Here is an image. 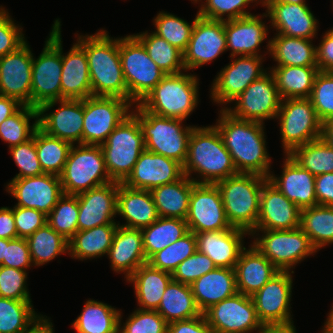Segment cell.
<instances>
[{"instance_id":"6da1fadb","label":"cell","mask_w":333,"mask_h":333,"mask_svg":"<svg viewBox=\"0 0 333 333\" xmlns=\"http://www.w3.org/2000/svg\"><path fill=\"white\" fill-rule=\"evenodd\" d=\"M218 114L214 126L220 132L237 172L268 178L272 159L266 148L265 123L236 118L225 109Z\"/></svg>"},{"instance_id":"7a4b0ae2","label":"cell","mask_w":333,"mask_h":333,"mask_svg":"<svg viewBox=\"0 0 333 333\" xmlns=\"http://www.w3.org/2000/svg\"><path fill=\"white\" fill-rule=\"evenodd\" d=\"M107 32L103 28L91 35L76 36L87 56L92 96L118 97L129 101L121 67L119 37H110Z\"/></svg>"},{"instance_id":"3957f363","label":"cell","mask_w":333,"mask_h":333,"mask_svg":"<svg viewBox=\"0 0 333 333\" xmlns=\"http://www.w3.org/2000/svg\"><path fill=\"white\" fill-rule=\"evenodd\" d=\"M183 173L200 184H216L238 173L221 134L214 125L193 128ZM193 173L197 177L194 178Z\"/></svg>"},{"instance_id":"277c9868","label":"cell","mask_w":333,"mask_h":333,"mask_svg":"<svg viewBox=\"0 0 333 333\" xmlns=\"http://www.w3.org/2000/svg\"><path fill=\"white\" fill-rule=\"evenodd\" d=\"M199 81L187 70L166 74L139 105L152 114L186 121L200 102Z\"/></svg>"},{"instance_id":"5b68a950","label":"cell","mask_w":333,"mask_h":333,"mask_svg":"<svg viewBox=\"0 0 333 333\" xmlns=\"http://www.w3.org/2000/svg\"><path fill=\"white\" fill-rule=\"evenodd\" d=\"M268 178L252 173H237L216 183L230 225L247 231L256 228L260 193Z\"/></svg>"},{"instance_id":"8992f818","label":"cell","mask_w":333,"mask_h":333,"mask_svg":"<svg viewBox=\"0 0 333 333\" xmlns=\"http://www.w3.org/2000/svg\"><path fill=\"white\" fill-rule=\"evenodd\" d=\"M131 113L140 124L145 149L173 159L183 166L188 154L189 138L196 125L186 126L184 120L152 114L139 104L132 108Z\"/></svg>"},{"instance_id":"52a82bcc","label":"cell","mask_w":333,"mask_h":333,"mask_svg":"<svg viewBox=\"0 0 333 333\" xmlns=\"http://www.w3.org/2000/svg\"><path fill=\"white\" fill-rule=\"evenodd\" d=\"M61 21L56 18L38 58L34 57L31 74V106L61 100L62 73Z\"/></svg>"},{"instance_id":"ba28073f","label":"cell","mask_w":333,"mask_h":333,"mask_svg":"<svg viewBox=\"0 0 333 333\" xmlns=\"http://www.w3.org/2000/svg\"><path fill=\"white\" fill-rule=\"evenodd\" d=\"M100 147L110 179L123 183L145 150L143 133L137 118L130 113Z\"/></svg>"},{"instance_id":"9c48e42d","label":"cell","mask_w":333,"mask_h":333,"mask_svg":"<svg viewBox=\"0 0 333 333\" xmlns=\"http://www.w3.org/2000/svg\"><path fill=\"white\" fill-rule=\"evenodd\" d=\"M250 237L254 239L251 244L279 271L294 272L297 264L318 253L300 227L292 230H253Z\"/></svg>"},{"instance_id":"30bf717a","label":"cell","mask_w":333,"mask_h":333,"mask_svg":"<svg viewBox=\"0 0 333 333\" xmlns=\"http://www.w3.org/2000/svg\"><path fill=\"white\" fill-rule=\"evenodd\" d=\"M121 67L129 102L139 104L166 73L149 57L143 44L134 36L119 37Z\"/></svg>"},{"instance_id":"8fae6325","label":"cell","mask_w":333,"mask_h":333,"mask_svg":"<svg viewBox=\"0 0 333 333\" xmlns=\"http://www.w3.org/2000/svg\"><path fill=\"white\" fill-rule=\"evenodd\" d=\"M59 177L63 193L75 196L112 182L100 145H72Z\"/></svg>"},{"instance_id":"7c38bea8","label":"cell","mask_w":333,"mask_h":333,"mask_svg":"<svg viewBox=\"0 0 333 333\" xmlns=\"http://www.w3.org/2000/svg\"><path fill=\"white\" fill-rule=\"evenodd\" d=\"M277 119L285 155H290L296 148L321 138L322 122L310 98L282 100Z\"/></svg>"},{"instance_id":"4fadbf2b","label":"cell","mask_w":333,"mask_h":333,"mask_svg":"<svg viewBox=\"0 0 333 333\" xmlns=\"http://www.w3.org/2000/svg\"><path fill=\"white\" fill-rule=\"evenodd\" d=\"M132 108L128 100L118 97L90 96L83 99V144H103Z\"/></svg>"},{"instance_id":"5bb4252c","label":"cell","mask_w":333,"mask_h":333,"mask_svg":"<svg viewBox=\"0 0 333 333\" xmlns=\"http://www.w3.org/2000/svg\"><path fill=\"white\" fill-rule=\"evenodd\" d=\"M228 65L217 73L210 89V97L214 103L225 109L253 81L258 80L269 70L263 67L264 56H231Z\"/></svg>"},{"instance_id":"9a60e30c","label":"cell","mask_w":333,"mask_h":333,"mask_svg":"<svg viewBox=\"0 0 333 333\" xmlns=\"http://www.w3.org/2000/svg\"><path fill=\"white\" fill-rule=\"evenodd\" d=\"M281 102L274 76L268 71L253 81L231 102L233 106H227L225 110L236 118L264 123L276 119Z\"/></svg>"},{"instance_id":"2e32d148","label":"cell","mask_w":333,"mask_h":333,"mask_svg":"<svg viewBox=\"0 0 333 333\" xmlns=\"http://www.w3.org/2000/svg\"><path fill=\"white\" fill-rule=\"evenodd\" d=\"M203 315L216 333H260L264 328L251 296L239 292L210 306Z\"/></svg>"},{"instance_id":"e0dca14e","label":"cell","mask_w":333,"mask_h":333,"mask_svg":"<svg viewBox=\"0 0 333 333\" xmlns=\"http://www.w3.org/2000/svg\"><path fill=\"white\" fill-rule=\"evenodd\" d=\"M293 273L280 271L251 298L264 326L294 324L291 311Z\"/></svg>"},{"instance_id":"ac0fdd59","label":"cell","mask_w":333,"mask_h":333,"mask_svg":"<svg viewBox=\"0 0 333 333\" xmlns=\"http://www.w3.org/2000/svg\"><path fill=\"white\" fill-rule=\"evenodd\" d=\"M56 104L59 107L52 110ZM83 118V99L54 100L38 108L39 128L72 145L83 144Z\"/></svg>"},{"instance_id":"d6986e66","label":"cell","mask_w":333,"mask_h":333,"mask_svg":"<svg viewBox=\"0 0 333 333\" xmlns=\"http://www.w3.org/2000/svg\"><path fill=\"white\" fill-rule=\"evenodd\" d=\"M185 221L188 230L195 234L233 228L227 219L216 184L196 183L193 186Z\"/></svg>"},{"instance_id":"ffe728a7","label":"cell","mask_w":333,"mask_h":333,"mask_svg":"<svg viewBox=\"0 0 333 333\" xmlns=\"http://www.w3.org/2000/svg\"><path fill=\"white\" fill-rule=\"evenodd\" d=\"M227 51L224 21L199 17L194 25L188 47L183 53V64L187 71L198 69L213 62Z\"/></svg>"},{"instance_id":"44dd1931","label":"cell","mask_w":333,"mask_h":333,"mask_svg":"<svg viewBox=\"0 0 333 333\" xmlns=\"http://www.w3.org/2000/svg\"><path fill=\"white\" fill-rule=\"evenodd\" d=\"M6 192L18 201L15 206L33 208L48 215L63 196L60 177L52 174L11 179Z\"/></svg>"},{"instance_id":"7402d4cb","label":"cell","mask_w":333,"mask_h":333,"mask_svg":"<svg viewBox=\"0 0 333 333\" xmlns=\"http://www.w3.org/2000/svg\"><path fill=\"white\" fill-rule=\"evenodd\" d=\"M266 8L269 25L276 33L288 37L314 39L319 21L306 3H285L282 1H262Z\"/></svg>"},{"instance_id":"603a6c76","label":"cell","mask_w":333,"mask_h":333,"mask_svg":"<svg viewBox=\"0 0 333 333\" xmlns=\"http://www.w3.org/2000/svg\"><path fill=\"white\" fill-rule=\"evenodd\" d=\"M26 41L16 51L0 57V95L31 106L33 53Z\"/></svg>"},{"instance_id":"cb8c5ba5","label":"cell","mask_w":333,"mask_h":333,"mask_svg":"<svg viewBox=\"0 0 333 333\" xmlns=\"http://www.w3.org/2000/svg\"><path fill=\"white\" fill-rule=\"evenodd\" d=\"M268 18L267 13H254L239 19L224 21V31L226 34L227 51L231 50V56H266L269 54L270 39L266 42V54H260L261 44L266 41L268 27L262 18Z\"/></svg>"},{"instance_id":"d4e9b609","label":"cell","mask_w":333,"mask_h":333,"mask_svg":"<svg viewBox=\"0 0 333 333\" xmlns=\"http://www.w3.org/2000/svg\"><path fill=\"white\" fill-rule=\"evenodd\" d=\"M183 175V166L180 163L145 149L123 184L130 188L151 191L160 185L175 182Z\"/></svg>"},{"instance_id":"484cf974","label":"cell","mask_w":333,"mask_h":333,"mask_svg":"<svg viewBox=\"0 0 333 333\" xmlns=\"http://www.w3.org/2000/svg\"><path fill=\"white\" fill-rule=\"evenodd\" d=\"M118 186L119 182L112 181L77 195L78 230L117 224L114 217L117 215Z\"/></svg>"},{"instance_id":"4316f807","label":"cell","mask_w":333,"mask_h":333,"mask_svg":"<svg viewBox=\"0 0 333 333\" xmlns=\"http://www.w3.org/2000/svg\"><path fill=\"white\" fill-rule=\"evenodd\" d=\"M301 209L268 180L260 193L259 215L254 230H292L300 227Z\"/></svg>"},{"instance_id":"83f0119b","label":"cell","mask_w":333,"mask_h":333,"mask_svg":"<svg viewBox=\"0 0 333 333\" xmlns=\"http://www.w3.org/2000/svg\"><path fill=\"white\" fill-rule=\"evenodd\" d=\"M283 160L281 175L271 171L268 181L301 210L318 205L315 176L303 169L290 155H285Z\"/></svg>"},{"instance_id":"f1b7e54d","label":"cell","mask_w":333,"mask_h":333,"mask_svg":"<svg viewBox=\"0 0 333 333\" xmlns=\"http://www.w3.org/2000/svg\"><path fill=\"white\" fill-rule=\"evenodd\" d=\"M250 234L239 228L223 231L196 233L197 250L206 254L216 267L235 268L241 251L245 248L244 238Z\"/></svg>"},{"instance_id":"f546056e","label":"cell","mask_w":333,"mask_h":333,"mask_svg":"<svg viewBox=\"0 0 333 333\" xmlns=\"http://www.w3.org/2000/svg\"><path fill=\"white\" fill-rule=\"evenodd\" d=\"M107 257L115 273L127 280L138 267L147 263L141 229L117 226Z\"/></svg>"},{"instance_id":"4dcf8cb0","label":"cell","mask_w":333,"mask_h":333,"mask_svg":"<svg viewBox=\"0 0 333 333\" xmlns=\"http://www.w3.org/2000/svg\"><path fill=\"white\" fill-rule=\"evenodd\" d=\"M245 247L235 265L239 293L252 296L280 271L253 245Z\"/></svg>"},{"instance_id":"1f68e13d","label":"cell","mask_w":333,"mask_h":333,"mask_svg":"<svg viewBox=\"0 0 333 333\" xmlns=\"http://www.w3.org/2000/svg\"><path fill=\"white\" fill-rule=\"evenodd\" d=\"M117 215L126 220L122 225L120 221L117 224L131 229L148 227L160 217L150 191L130 188L123 183L118 186Z\"/></svg>"},{"instance_id":"d6a6232c","label":"cell","mask_w":333,"mask_h":333,"mask_svg":"<svg viewBox=\"0 0 333 333\" xmlns=\"http://www.w3.org/2000/svg\"><path fill=\"white\" fill-rule=\"evenodd\" d=\"M92 96L88 60L84 48L76 41L67 53L62 48L61 100Z\"/></svg>"},{"instance_id":"836d02e7","label":"cell","mask_w":333,"mask_h":333,"mask_svg":"<svg viewBox=\"0 0 333 333\" xmlns=\"http://www.w3.org/2000/svg\"><path fill=\"white\" fill-rule=\"evenodd\" d=\"M190 287L196 305L203 313L210 306L238 292L235 269L216 267L213 271L199 277Z\"/></svg>"},{"instance_id":"e575fe53","label":"cell","mask_w":333,"mask_h":333,"mask_svg":"<svg viewBox=\"0 0 333 333\" xmlns=\"http://www.w3.org/2000/svg\"><path fill=\"white\" fill-rule=\"evenodd\" d=\"M172 279V273L154 268L147 262L138 267L126 283L133 284L137 309L156 311Z\"/></svg>"},{"instance_id":"d590c367","label":"cell","mask_w":333,"mask_h":333,"mask_svg":"<svg viewBox=\"0 0 333 333\" xmlns=\"http://www.w3.org/2000/svg\"><path fill=\"white\" fill-rule=\"evenodd\" d=\"M118 224H104L87 230H78L68 241L72 259L81 261L107 256Z\"/></svg>"},{"instance_id":"8d00e7d4","label":"cell","mask_w":333,"mask_h":333,"mask_svg":"<svg viewBox=\"0 0 333 333\" xmlns=\"http://www.w3.org/2000/svg\"><path fill=\"white\" fill-rule=\"evenodd\" d=\"M196 183L183 175L179 180L152 189L154 204L160 217L186 219L192 188Z\"/></svg>"},{"instance_id":"74e56055","label":"cell","mask_w":333,"mask_h":333,"mask_svg":"<svg viewBox=\"0 0 333 333\" xmlns=\"http://www.w3.org/2000/svg\"><path fill=\"white\" fill-rule=\"evenodd\" d=\"M313 39L274 34L270 39L269 56L274 66H317L316 45Z\"/></svg>"},{"instance_id":"f35d334b","label":"cell","mask_w":333,"mask_h":333,"mask_svg":"<svg viewBox=\"0 0 333 333\" xmlns=\"http://www.w3.org/2000/svg\"><path fill=\"white\" fill-rule=\"evenodd\" d=\"M273 74L279 94L284 99L310 98L318 66H273Z\"/></svg>"},{"instance_id":"ab89813d","label":"cell","mask_w":333,"mask_h":333,"mask_svg":"<svg viewBox=\"0 0 333 333\" xmlns=\"http://www.w3.org/2000/svg\"><path fill=\"white\" fill-rule=\"evenodd\" d=\"M120 313L116 307L89 299L71 326L77 333H119Z\"/></svg>"},{"instance_id":"60d3db41","label":"cell","mask_w":333,"mask_h":333,"mask_svg":"<svg viewBox=\"0 0 333 333\" xmlns=\"http://www.w3.org/2000/svg\"><path fill=\"white\" fill-rule=\"evenodd\" d=\"M168 323L200 316L190 285L171 280L156 310Z\"/></svg>"},{"instance_id":"b9f144b4","label":"cell","mask_w":333,"mask_h":333,"mask_svg":"<svg viewBox=\"0 0 333 333\" xmlns=\"http://www.w3.org/2000/svg\"><path fill=\"white\" fill-rule=\"evenodd\" d=\"M184 219L159 217L150 226L142 228L143 248L147 261L157 252L176 242L188 232Z\"/></svg>"},{"instance_id":"7bdbcfd3","label":"cell","mask_w":333,"mask_h":333,"mask_svg":"<svg viewBox=\"0 0 333 333\" xmlns=\"http://www.w3.org/2000/svg\"><path fill=\"white\" fill-rule=\"evenodd\" d=\"M300 228L317 251L333 244V206L316 205L302 209Z\"/></svg>"},{"instance_id":"ee69618b","label":"cell","mask_w":333,"mask_h":333,"mask_svg":"<svg viewBox=\"0 0 333 333\" xmlns=\"http://www.w3.org/2000/svg\"><path fill=\"white\" fill-rule=\"evenodd\" d=\"M32 300L0 297V333H25L44 315L37 313Z\"/></svg>"},{"instance_id":"f6af8a7d","label":"cell","mask_w":333,"mask_h":333,"mask_svg":"<svg viewBox=\"0 0 333 333\" xmlns=\"http://www.w3.org/2000/svg\"><path fill=\"white\" fill-rule=\"evenodd\" d=\"M26 240L35 267L43 266L59 255L69 253L68 240L58 234L48 223Z\"/></svg>"},{"instance_id":"bcb514c9","label":"cell","mask_w":333,"mask_h":333,"mask_svg":"<svg viewBox=\"0 0 333 333\" xmlns=\"http://www.w3.org/2000/svg\"><path fill=\"white\" fill-rule=\"evenodd\" d=\"M35 146L43 172L60 176L68 159L72 144L52 137L38 127L35 130Z\"/></svg>"},{"instance_id":"7dc6e473","label":"cell","mask_w":333,"mask_h":333,"mask_svg":"<svg viewBox=\"0 0 333 333\" xmlns=\"http://www.w3.org/2000/svg\"><path fill=\"white\" fill-rule=\"evenodd\" d=\"M133 35L143 44L149 57L166 74L186 71L183 64V53L165 39L148 30Z\"/></svg>"},{"instance_id":"c3c4849f","label":"cell","mask_w":333,"mask_h":333,"mask_svg":"<svg viewBox=\"0 0 333 333\" xmlns=\"http://www.w3.org/2000/svg\"><path fill=\"white\" fill-rule=\"evenodd\" d=\"M34 122L30 123V120ZM38 108L23 105L15 114L0 124V138L8 147L27 142L38 128Z\"/></svg>"},{"instance_id":"681fc988","label":"cell","mask_w":333,"mask_h":333,"mask_svg":"<svg viewBox=\"0 0 333 333\" xmlns=\"http://www.w3.org/2000/svg\"><path fill=\"white\" fill-rule=\"evenodd\" d=\"M290 156L314 176L333 172V148L321 138L296 148Z\"/></svg>"},{"instance_id":"f907efd6","label":"cell","mask_w":333,"mask_h":333,"mask_svg":"<svg viewBox=\"0 0 333 333\" xmlns=\"http://www.w3.org/2000/svg\"><path fill=\"white\" fill-rule=\"evenodd\" d=\"M199 17L197 12L190 24L172 13L159 11L155 18H153L155 30L152 32L184 53L188 47L195 22Z\"/></svg>"},{"instance_id":"816d5d0a","label":"cell","mask_w":333,"mask_h":333,"mask_svg":"<svg viewBox=\"0 0 333 333\" xmlns=\"http://www.w3.org/2000/svg\"><path fill=\"white\" fill-rule=\"evenodd\" d=\"M196 251L195 233L188 231L176 242L155 253L147 262L154 268L173 273L180 263Z\"/></svg>"},{"instance_id":"f5cc1de1","label":"cell","mask_w":333,"mask_h":333,"mask_svg":"<svg viewBox=\"0 0 333 333\" xmlns=\"http://www.w3.org/2000/svg\"><path fill=\"white\" fill-rule=\"evenodd\" d=\"M78 213L77 195L63 194L47 215V223L69 241L78 231Z\"/></svg>"},{"instance_id":"db71d44e","label":"cell","mask_w":333,"mask_h":333,"mask_svg":"<svg viewBox=\"0 0 333 333\" xmlns=\"http://www.w3.org/2000/svg\"><path fill=\"white\" fill-rule=\"evenodd\" d=\"M205 1V2H204ZM199 5L198 15L209 20L227 21L252 15L246 9L249 4H261L262 0H204ZM225 16V17H224Z\"/></svg>"},{"instance_id":"11a10c76","label":"cell","mask_w":333,"mask_h":333,"mask_svg":"<svg viewBox=\"0 0 333 333\" xmlns=\"http://www.w3.org/2000/svg\"><path fill=\"white\" fill-rule=\"evenodd\" d=\"M122 312L119 316V333H167L168 322L152 310L135 309L122 324Z\"/></svg>"},{"instance_id":"9f6ffc18","label":"cell","mask_w":333,"mask_h":333,"mask_svg":"<svg viewBox=\"0 0 333 333\" xmlns=\"http://www.w3.org/2000/svg\"><path fill=\"white\" fill-rule=\"evenodd\" d=\"M310 100L322 123L333 117V72L317 73Z\"/></svg>"},{"instance_id":"6f0895ef","label":"cell","mask_w":333,"mask_h":333,"mask_svg":"<svg viewBox=\"0 0 333 333\" xmlns=\"http://www.w3.org/2000/svg\"><path fill=\"white\" fill-rule=\"evenodd\" d=\"M9 149L10 155L14 159L19 173L12 179L39 176L44 174L36 152L35 132L33 137L27 142L12 146Z\"/></svg>"},{"instance_id":"680465c9","label":"cell","mask_w":333,"mask_h":333,"mask_svg":"<svg viewBox=\"0 0 333 333\" xmlns=\"http://www.w3.org/2000/svg\"><path fill=\"white\" fill-rule=\"evenodd\" d=\"M27 279V271L0 265V297L31 300Z\"/></svg>"},{"instance_id":"91938a15","label":"cell","mask_w":333,"mask_h":333,"mask_svg":"<svg viewBox=\"0 0 333 333\" xmlns=\"http://www.w3.org/2000/svg\"><path fill=\"white\" fill-rule=\"evenodd\" d=\"M216 268L213 261L198 250L180 263L172 273V278L183 284L191 285L199 277Z\"/></svg>"},{"instance_id":"94428289","label":"cell","mask_w":333,"mask_h":333,"mask_svg":"<svg viewBox=\"0 0 333 333\" xmlns=\"http://www.w3.org/2000/svg\"><path fill=\"white\" fill-rule=\"evenodd\" d=\"M21 25L14 22L8 10L0 6V57L16 51L27 40Z\"/></svg>"},{"instance_id":"6125c7cd","label":"cell","mask_w":333,"mask_h":333,"mask_svg":"<svg viewBox=\"0 0 333 333\" xmlns=\"http://www.w3.org/2000/svg\"><path fill=\"white\" fill-rule=\"evenodd\" d=\"M17 238L27 239L47 223V215L33 208L13 206Z\"/></svg>"},{"instance_id":"be15d7a7","label":"cell","mask_w":333,"mask_h":333,"mask_svg":"<svg viewBox=\"0 0 333 333\" xmlns=\"http://www.w3.org/2000/svg\"><path fill=\"white\" fill-rule=\"evenodd\" d=\"M0 265L22 271H27L31 266H34L27 240L24 238L8 239L5 257Z\"/></svg>"},{"instance_id":"e7e4bbea","label":"cell","mask_w":333,"mask_h":333,"mask_svg":"<svg viewBox=\"0 0 333 333\" xmlns=\"http://www.w3.org/2000/svg\"><path fill=\"white\" fill-rule=\"evenodd\" d=\"M316 62L319 71L333 72V30L329 29L322 35L316 45Z\"/></svg>"},{"instance_id":"03108f58","label":"cell","mask_w":333,"mask_h":333,"mask_svg":"<svg viewBox=\"0 0 333 333\" xmlns=\"http://www.w3.org/2000/svg\"><path fill=\"white\" fill-rule=\"evenodd\" d=\"M167 333H216V331L206 322L202 313L189 320L168 323Z\"/></svg>"},{"instance_id":"003e7915","label":"cell","mask_w":333,"mask_h":333,"mask_svg":"<svg viewBox=\"0 0 333 333\" xmlns=\"http://www.w3.org/2000/svg\"><path fill=\"white\" fill-rule=\"evenodd\" d=\"M318 205L333 206V172L315 176Z\"/></svg>"},{"instance_id":"a7ac6f4b","label":"cell","mask_w":333,"mask_h":333,"mask_svg":"<svg viewBox=\"0 0 333 333\" xmlns=\"http://www.w3.org/2000/svg\"><path fill=\"white\" fill-rule=\"evenodd\" d=\"M0 238H17V229L13 217V209L10 207H0Z\"/></svg>"},{"instance_id":"89a4df30","label":"cell","mask_w":333,"mask_h":333,"mask_svg":"<svg viewBox=\"0 0 333 333\" xmlns=\"http://www.w3.org/2000/svg\"><path fill=\"white\" fill-rule=\"evenodd\" d=\"M22 106L23 104L18 100L0 95V124L15 114Z\"/></svg>"},{"instance_id":"2644e50d","label":"cell","mask_w":333,"mask_h":333,"mask_svg":"<svg viewBox=\"0 0 333 333\" xmlns=\"http://www.w3.org/2000/svg\"><path fill=\"white\" fill-rule=\"evenodd\" d=\"M54 327L49 318L44 315L25 333H54Z\"/></svg>"},{"instance_id":"8c879c8a","label":"cell","mask_w":333,"mask_h":333,"mask_svg":"<svg viewBox=\"0 0 333 333\" xmlns=\"http://www.w3.org/2000/svg\"><path fill=\"white\" fill-rule=\"evenodd\" d=\"M321 139L333 148V117L322 123Z\"/></svg>"},{"instance_id":"753ad0ef","label":"cell","mask_w":333,"mask_h":333,"mask_svg":"<svg viewBox=\"0 0 333 333\" xmlns=\"http://www.w3.org/2000/svg\"><path fill=\"white\" fill-rule=\"evenodd\" d=\"M260 333H297L294 324L291 325H276L264 326Z\"/></svg>"},{"instance_id":"34e18365","label":"cell","mask_w":333,"mask_h":333,"mask_svg":"<svg viewBox=\"0 0 333 333\" xmlns=\"http://www.w3.org/2000/svg\"><path fill=\"white\" fill-rule=\"evenodd\" d=\"M331 306L332 307H331L329 313L327 314V319L325 320V322L323 324L322 333H333V305H331Z\"/></svg>"},{"instance_id":"11e5206c","label":"cell","mask_w":333,"mask_h":333,"mask_svg":"<svg viewBox=\"0 0 333 333\" xmlns=\"http://www.w3.org/2000/svg\"><path fill=\"white\" fill-rule=\"evenodd\" d=\"M6 246H8V239L0 238V264L3 262L6 252Z\"/></svg>"},{"instance_id":"2a66077c","label":"cell","mask_w":333,"mask_h":333,"mask_svg":"<svg viewBox=\"0 0 333 333\" xmlns=\"http://www.w3.org/2000/svg\"><path fill=\"white\" fill-rule=\"evenodd\" d=\"M262 1H282L285 3H296V4L306 3L305 0H262Z\"/></svg>"},{"instance_id":"b9fcfbb0","label":"cell","mask_w":333,"mask_h":333,"mask_svg":"<svg viewBox=\"0 0 333 333\" xmlns=\"http://www.w3.org/2000/svg\"><path fill=\"white\" fill-rule=\"evenodd\" d=\"M190 1L191 2L193 1L192 3H194V4H197L198 2H199L198 4H200V2H202L203 0H190Z\"/></svg>"}]
</instances>
